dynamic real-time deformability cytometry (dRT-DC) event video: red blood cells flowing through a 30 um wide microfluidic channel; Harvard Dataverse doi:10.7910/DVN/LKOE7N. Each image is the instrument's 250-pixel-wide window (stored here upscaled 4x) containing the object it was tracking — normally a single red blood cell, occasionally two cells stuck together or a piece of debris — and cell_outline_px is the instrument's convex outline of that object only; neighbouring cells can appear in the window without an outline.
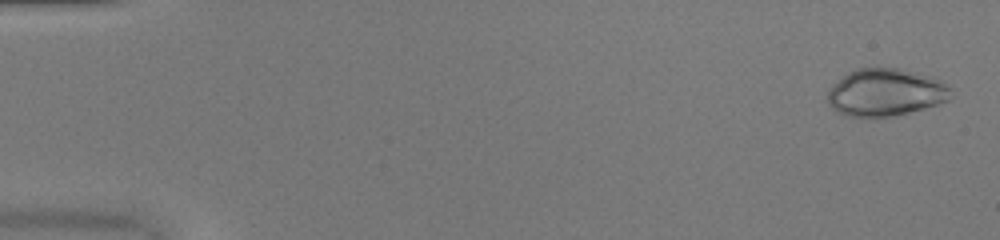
{"species": "common noctule bat (a hibernating species)", "species_latin": "Nyctalus noctula", "temperature_condition": "warm", "stored_images_in_passage": 51, "camera_frame_rate_fps": 3000, "um_per_image_px": 0.085, "animal": {"sex": "female", "body_mass_g": 20.0, "forearm_length_mm": 54.0}, "frame": {"image": 1, "passage_image": 2, "time_ms": 0.333, "image_size_px": [1000, 240], "cell_outline_px": [[952, 88], [948, 100], [924, 108], [892, 116], [848, 116], [836, 112], [828, 104], [828, 92], [848, 72], [856, 68], [900, 68], [916, 72], [940, 80]], "centroid_in_image_um": [75.28, 7.85], "position_along_channel_um": 9.7, "area_um2": 33.58}}
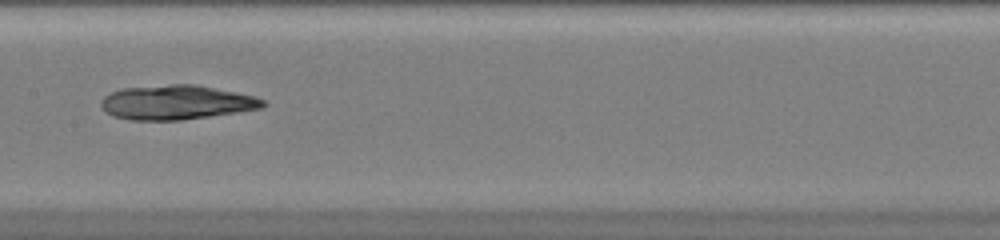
{"frame": {"image": 2, "passage_image": 27, "time_ms": 8.667, "image_size_px": [1000, 240], "cell_outline_px": [[268, 104], [264, 108], [180, 120], [132, 120], [112, 116], [100, 104], [100, 100], [104, 96], [120, 88], [172, 84], [196, 84], [256, 96], [264, 100]], "centroid_in_image_um": [15.02, 8.69], "position_along_channel_um": 192.4, "area_um2": 32.48}}
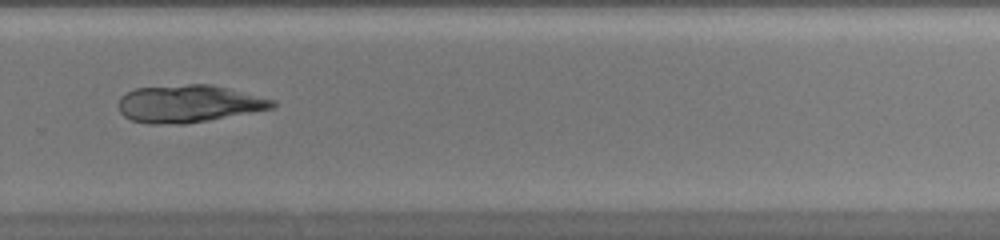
{"frame": {"image": 3, "passage_image": 36, "time_ms": 11.667, "image_size_px": [1000, 240], "cell_outline_px": [[276, 108], [208, 120], [184, 124], [148, 124], [132, 120], [124, 116], [120, 112], [120, 96], [136, 88], [188, 84], [212, 84], [276, 100]], "centroid_in_image_um": [16.07, 8.82], "position_along_channel_um": 313.7, "area_um2": 33.58}}